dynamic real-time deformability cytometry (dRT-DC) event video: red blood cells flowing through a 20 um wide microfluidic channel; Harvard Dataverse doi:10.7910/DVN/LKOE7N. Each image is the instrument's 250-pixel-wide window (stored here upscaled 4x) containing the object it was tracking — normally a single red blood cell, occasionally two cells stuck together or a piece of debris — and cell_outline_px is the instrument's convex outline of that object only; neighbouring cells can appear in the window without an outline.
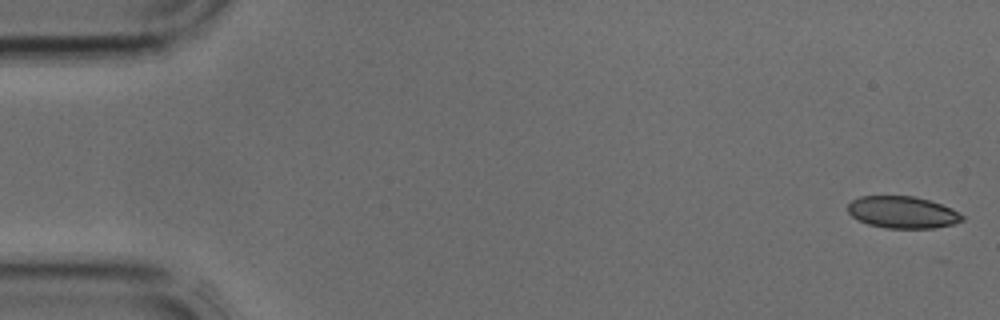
{"species": "common noctule bat (a hibernating species)", "species_latin": "Nyctalus noctula", "temperature_condition": "cold", "stored_images_in_passage": 4, "camera_frame_rate_fps": 3000, "um_per_image_px": 0.085, "animal": {"sex": "male", "body_mass_g": 17.9, "forearm_length_mm": 54.2}, "frame": {"image": 1, "passage_image": 1, "time_ms": 0.0, "image_size_px": [1000, 320], "cell_outline_px": [[964, 220], [952, 224], [932, 228], [884, 228], [868, 224], [852, 216], [848, 212], [848, 204], [852, 200], [860, 196], [916, 196], [952, 208], [964, 216]], "centroid_in_image_um": [76.71, 18.04], "position_along_channel_um": 8.3, "area_um2": 21.21}}
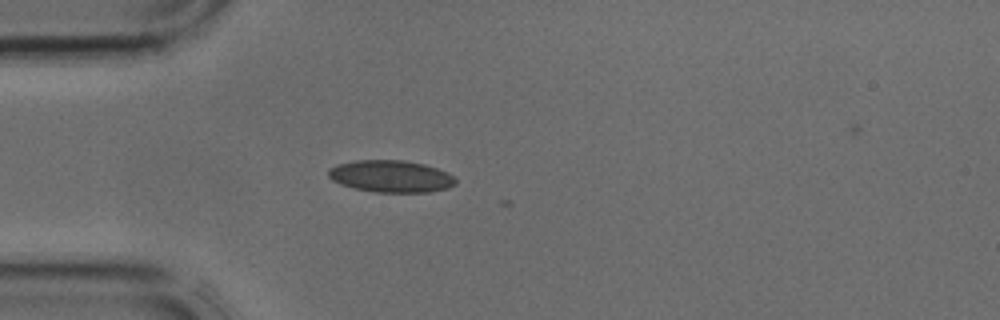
{"frame": {"image": 2, "passage_image": 4, "time_ms": 1.0, "image_size_px": [1000, 320], "cell_outline_px": [[456, 184], [448, 188], [428, 192], [376, 192], [356, 188], [340, 184], [332, 180], [328, 176], [328, 168], [336, 164], [356, 160], [404, 160], [424, 164], [448, 172], [456, 180]], "centroid_in_image_um": [33.21, 14.98], "position_along_channel_um": 51.8, "area_um2": 23.76}}